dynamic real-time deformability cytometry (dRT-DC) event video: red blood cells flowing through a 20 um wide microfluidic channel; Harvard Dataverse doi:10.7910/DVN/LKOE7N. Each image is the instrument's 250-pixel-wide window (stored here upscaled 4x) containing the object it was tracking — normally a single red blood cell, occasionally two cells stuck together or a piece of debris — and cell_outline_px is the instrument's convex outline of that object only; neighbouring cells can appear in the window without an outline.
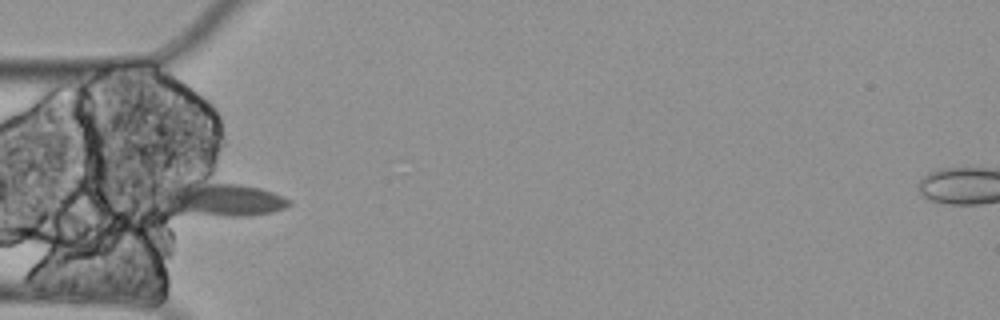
{"species": "Egyptian fruit bat (a non-hibernating species)", "species_latin": "Rousettus aegyptiacus", "temperature_condition": "cold", "stored_images_in_passage": 7, "camera_frame_rate_fps": 3000, "um_per_image_px": 0.085, "animal": {"sex": "female"}, "frame": {"image": 1, "passage_image": 2, "time_ms": 0.333, "image_size_px": [1000, 320], "cell_outline_px": [[292, 204], [284, 208], [272, 212], [248, 216], [224, 216], [172, 212], [148, 196], [148, 192], [188, 180], [192, 180], [236, 184], [260, 188], [272, 192], [292, 200]], "centroid_in_image_um": [18.55, 16.92], "position_along_channel_um": 66.5, "area_um2": 26.59}}
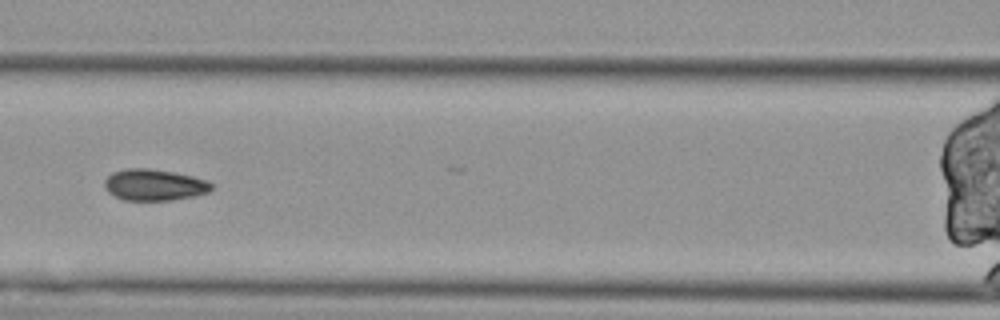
{"frame": {"image": 2, "passage_image": 4, "time_ms": 1.0, "image_size_px": [1000, 320], "cell_outline_px": [[212, 188], [208, 192], [192, 196], [172, 200], [124, 200], [108, 192], [104, 188], [104, 180], [112, 172], [124, 168], [148, 168], [172, 172], [192, 176], [204, 180], [212, 184]], "centroid_in_image_um": [13.05, 15.71], "position_along_channel_um": 153.5, "area_um2": 19.42}}
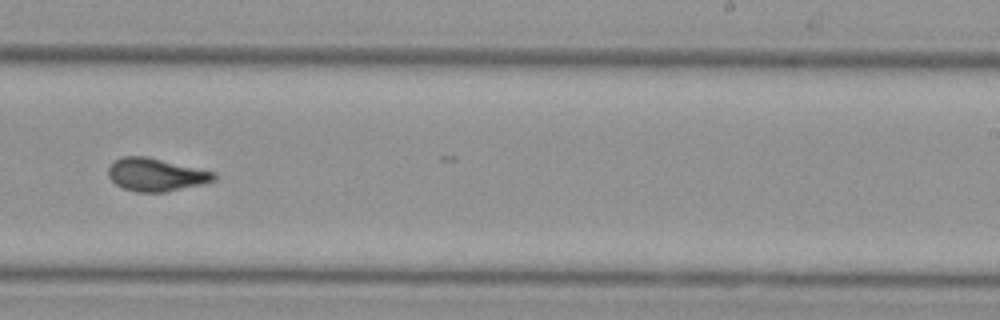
{"frame": {"image": 3, "passage_image": 7, "time_ms": 2.0, "image_size_px": [1000, 320], "cell_outline_px": [[216, 180], [168, 192], [136, 192], [124, 188], [116, 184], [108, 176], [108, 168], [116, 160], [124, 156], [144, 156], [216, 172]], "centroid_in_image_um": [13.26, 14.86], "position_along_channel_um": 275.7, "area_um2": 20.06}}